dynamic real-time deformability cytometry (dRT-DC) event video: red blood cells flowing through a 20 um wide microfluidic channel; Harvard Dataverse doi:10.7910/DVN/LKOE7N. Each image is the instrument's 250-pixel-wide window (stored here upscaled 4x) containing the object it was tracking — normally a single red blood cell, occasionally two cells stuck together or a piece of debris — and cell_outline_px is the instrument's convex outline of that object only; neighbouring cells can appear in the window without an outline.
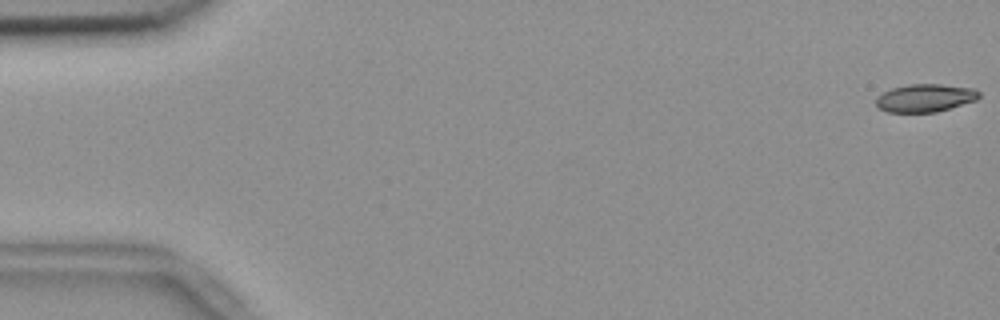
{"species": "common noctule bat (a hibernating species)", "species_latin": "Nyctalus noctula", "temperature_condition": "room temperature", "stored_images_in_passage": 16, "camera_frame_rate_fps": 3000, "um_per_image_px": 0.085, "animal": {"sex": "female", "body_mass_g": 18.4}, "frame": {"image": 1, "passage_image": 1, "time_ms": 0.0, "image_size_px": [1000, 320], "cell_outline_px": [[980, 96], [976, 100], [936, 112], [888, 112], [880, 108], [876, 104], [876, 96], [892, 88], [908, 84], [940, 84], [972, 88], [980, 92]], "centroid_in_image_um": [78.63, 8.32], "position_along_channel_um": 6.4, "area_um2": 16.65}}